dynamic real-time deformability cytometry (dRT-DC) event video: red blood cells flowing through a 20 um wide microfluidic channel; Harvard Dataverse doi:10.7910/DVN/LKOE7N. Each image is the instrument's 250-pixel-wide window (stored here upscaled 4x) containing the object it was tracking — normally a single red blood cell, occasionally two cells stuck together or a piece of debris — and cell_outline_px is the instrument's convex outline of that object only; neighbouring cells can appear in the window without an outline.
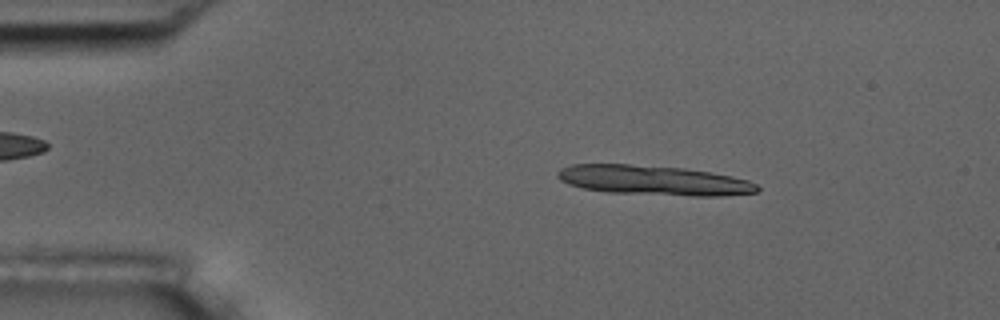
{"species": "common noctule bat (a hibernating species)", "species_latin": "Nyctalus noctula", "temperature_condition": "room temperature", "stored_images_in_passage": 14, "camera_frame_rate_fps": 3000, "um_per_image_px": 0.085, "animal": {"sex": "male", "body_mass_g": 17.5, "forearm_length_mm": 52.3}, "frame": {"image": 1, "passage_image": 8, "time_ms": 2.333, "image_size_px": [1000, 320], "cell_outline_px": [[760, 188], [756, 192], [720, 196], [688, 196], [608, 192], [584, 188], [568, 184], [560, 180], [556, 176], [556, 172], [560, 168], [572, 164], [628, 164], [684, 168], [732, 176], [748, 180], [756, 184]], "centroid_in_image_um": [55.53, 15.33], "position_along_channel_um": 29.5, "area_um2": 34.56}}